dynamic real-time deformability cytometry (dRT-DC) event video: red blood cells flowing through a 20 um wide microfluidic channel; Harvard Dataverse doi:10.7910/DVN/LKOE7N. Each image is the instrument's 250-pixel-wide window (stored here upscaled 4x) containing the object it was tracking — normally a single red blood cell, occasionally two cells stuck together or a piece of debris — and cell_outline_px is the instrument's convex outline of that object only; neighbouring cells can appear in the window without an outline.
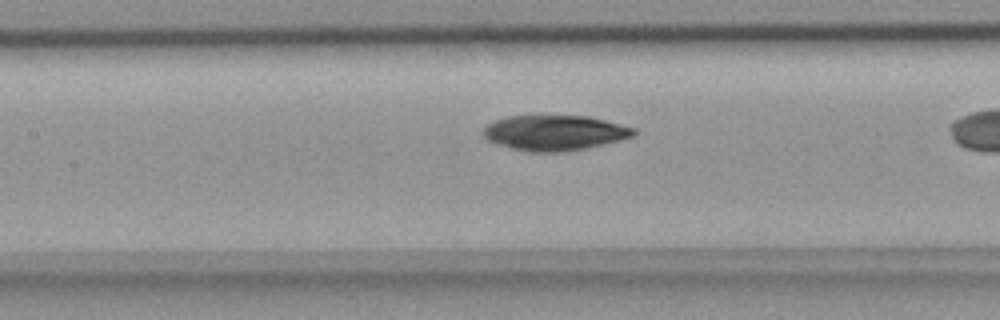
{"species": "common noctule bat (a hibernating species)", "species_latin": "Nyctalus noctula", "temperature_condition": "room temperature", "stored_images_in_passage": 36, "camera_frame_rate_fps": 3000, "um_per_image_px": 0.085, "animal": {"sex": "female", "body_mass_g": 18.4}, "frame": {"image": 1, "passage_image": 21, "time_ms": 6.667, "image_size_px": [1000, 320], "cell_outline_px": [[636, 132], [632, 136], [620, 140], [588, 148], [564, 152], [528, 152], [496, 144], [488, 140], [484, 136], [484, 128], [488, 124], [496, 120], [508, 116], [588, 116], [636, 128]], "centroid_in_image_um": [47.15, 11.3], "position_along_channel_um": 160.2, "area_um2": 30.81}}
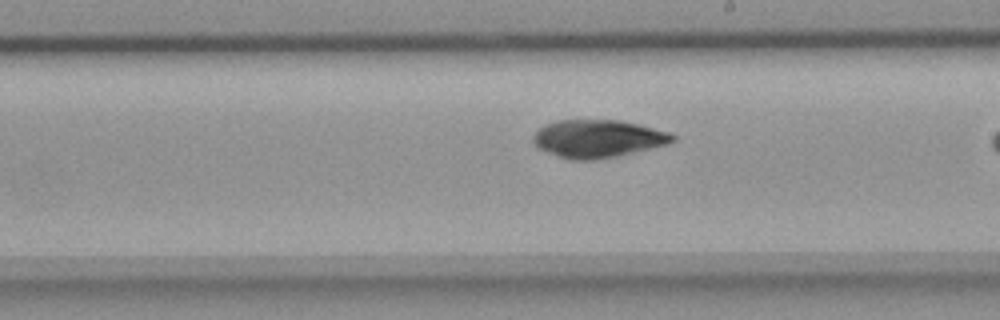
{"frame": {"image": 2, "passage_image": 27, "time_ms": 8.667, "image_size_px": [1000, 320], "cell_outline_px": [[676, 140], [664, 144], [616, 156], [592, 160], [572, 160], [560, 156], [540, 148], [532, 140], [532, 136], [544, 124], [556, 120], [620, 120], [640, 124], [668, 132], [676, 136]], "centroid_in_image_um": [50.8, 11.76], "position_along_channel_um": 238.2, "area_um2": 30.23}}
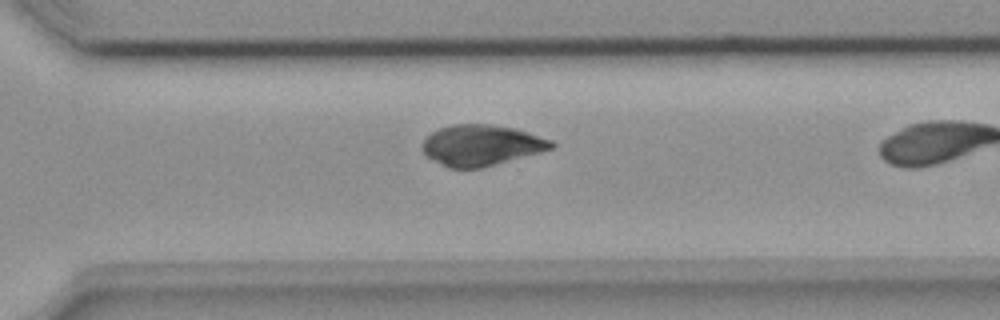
{"frame": {"image": 3, "passage_image": 34, "time_ms": 11.0, "image_size_px": [1000, 320], "cell_outline_px": [[556, 144], [552, 148], [540, 152], [480, 168], [448, 168], [428, 156], [424, 152], [424, 140], [432, 132], [440, 128], [452, 124], [492, 124], [516, 128], [552, 140]], "centroid_in_image_um": [40.94, 12.33], "position_along_channel_um": 329.7, "area_um2": 30.35}}